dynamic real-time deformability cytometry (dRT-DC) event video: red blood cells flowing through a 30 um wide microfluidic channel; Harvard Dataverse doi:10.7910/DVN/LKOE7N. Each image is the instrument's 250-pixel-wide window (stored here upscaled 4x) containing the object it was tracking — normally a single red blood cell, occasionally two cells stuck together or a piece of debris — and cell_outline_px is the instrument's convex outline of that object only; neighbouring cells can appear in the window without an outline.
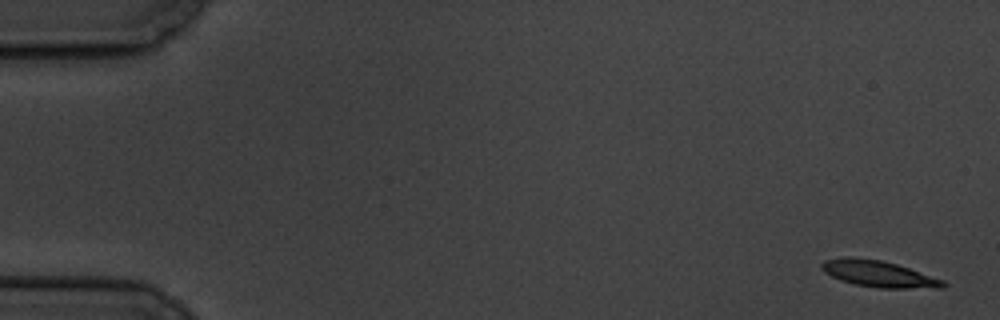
{"species": "common noctule bat (a hibernating species)", "species_latin": "Nyctalus noctula", "temperature_condition": "cold", "stored_images_in_passage": 5, "camera_frame_rate_fps": 3000, "um_per_image_px": 0.085, "animal": {"sex": "male", "body_mass_g": 19.5, "forearm_length_mm": 54.6}, "frame": {"image": 1, "passage_image": 1, "time_ms": 0.0, "image_size_px": [1000, 320], "cell_outline_px": [[948, 284], [944, 288], [880, 288], [856, 284], [840, 280], [824, 272], [820, 268], [820, 264], [824, 260], [848, 256], [852, 256], [880, 260], [896, 264], [944, 280]], "centroid_in_image_um": [74.67, 23.27], "position_along_channel_um": 10.3, "area_um2": 18.67}}
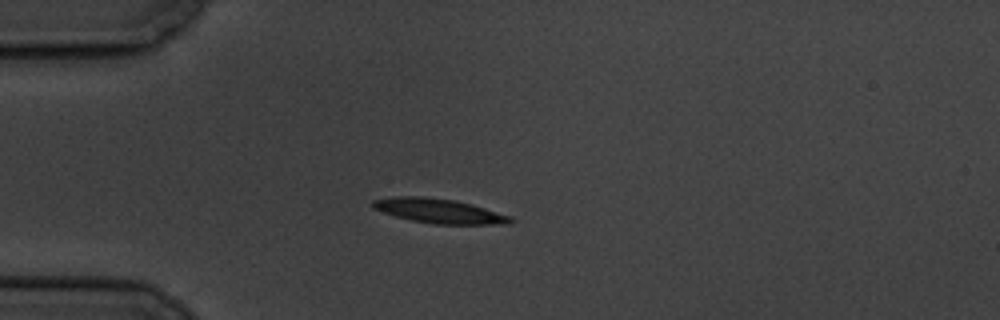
{"frame": {"image": 2, "passage_image": 5, "time_ms": 4.667, "image_size_px": [1000, 320], "cell_outline_px": [[516, 220], [512, 224], [432, 224], [412, 220], [396, 216], [372, 208], [372, 200], [392, 196], [424, 196], [456, 200], [472, 204], [512, 216]], "centroid_in_image_um": [37.37, 17.92], "position_along_channel_um": 47.6, "area_um2": 19.88}}